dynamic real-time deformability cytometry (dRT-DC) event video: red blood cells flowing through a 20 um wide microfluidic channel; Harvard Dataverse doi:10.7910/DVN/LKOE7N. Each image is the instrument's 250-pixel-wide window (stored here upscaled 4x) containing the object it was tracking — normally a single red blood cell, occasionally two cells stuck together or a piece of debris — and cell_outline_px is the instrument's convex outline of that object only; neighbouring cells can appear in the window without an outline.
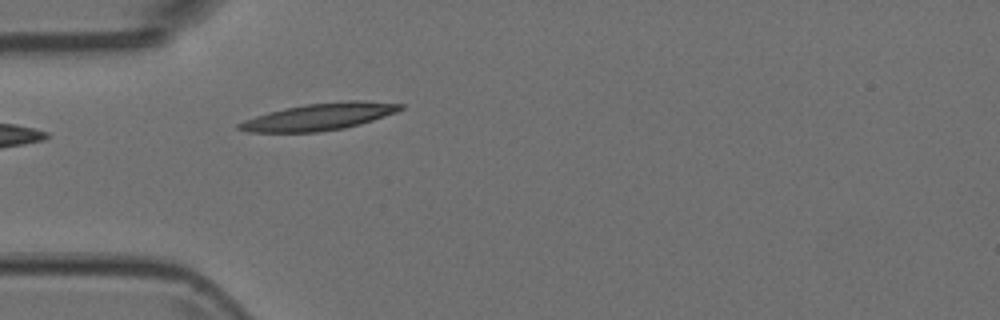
{"species": "Egyptian fruit bat (a non-hibernating species)", "species_latin": "Rousettus aegyptiacus", "temperature_condition": "room temperature", "stored_images_in_passage": 3, "camera_frame_rate_fps": 3000, "um_per_image_px": 0.085, "animal": {"sex": "female"}, "frame": {"image": 1, "passage_image": 3, "time_ms": 0.667, "image_size_px": [1000, 320], "cell_outline_px": [[404, 108], [396, 112], [360, 124], [344, 128], [320, 132], [248, 132], [236, 128], [236, 124], [244, 120], [268, 112], [284, 108], [304, 104], [348, 100], [364, 100], [404, 104]], "centroid_in_image_um": [27.13, 9.91], "position_along_channel_um": 57.9, "area_um2": 25.43}}